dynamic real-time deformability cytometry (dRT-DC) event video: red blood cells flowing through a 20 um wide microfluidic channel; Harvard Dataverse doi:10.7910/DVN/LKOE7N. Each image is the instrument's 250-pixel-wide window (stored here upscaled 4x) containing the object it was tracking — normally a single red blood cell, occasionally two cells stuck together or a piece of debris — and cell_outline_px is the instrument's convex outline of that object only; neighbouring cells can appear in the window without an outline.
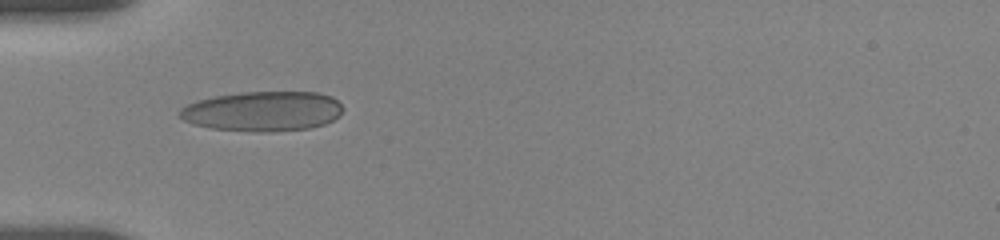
{"species": "human", "species_latin": "Homo sapiens", "temperature_condition": "room temperature", "stored_images_in_passage": 30, "camera_frame_rate_fps": 3000, "um_per_image_px": 0.085, "donor": {"sex": "female"}, "frame": {"image": 1, "passage_image": 1, "time_ms": 0.0, "image_size_px": [1000, 240], "cell_outline_px": [[344, 108], [340, 116], [324, 124], [308, 128], [272, 132], [252, 132], [212, 128], [192, 124], [184, 120], [180, 116], [180, 108], [188, 104], [200, 100], [216, 96], [240, 92], [316, 92], [332, 96]], "centroid_in_image_um": [22.36, 9.46], "position_along_channel_um": 62.6, "area_um2": 37.97}}
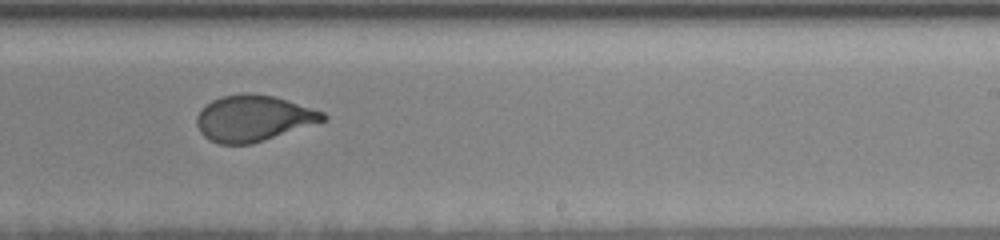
{"frame": {"image": 2, "passage_image": 13, "time_ms": 5.667, "image_size_px": [1000, 240], "cell_outline_px": [[328, 120], [252, 144], [220, 144], [208, 140], [200, 132], [196, 124], [196, 116], [200, 108], [212, 100], [224, 96], [248, 92], [272, 96], [324, 112], [328, 116]], "centroid_in_image_um": [21.51, 10.06], "position_along_channel_um": 267.5, "area_um2": 33.93}}
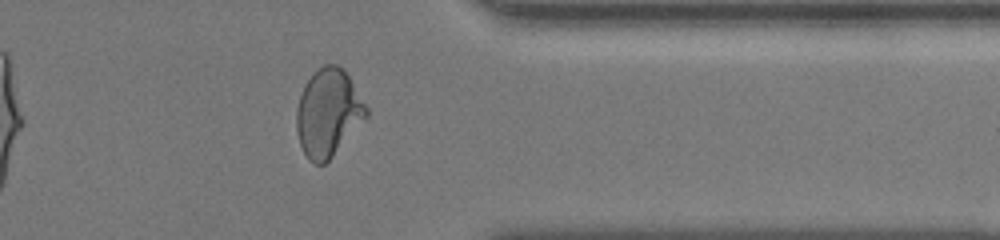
{"frame": {"image": 3, "passage_image": 23, "time_ms": 9.0, "image_size_px": [1000, 240], "cell_outline_px": [[368, 116], [332, 156], [324, 164], [312, 164], [308, 160], [300, 144], [296, 128], [296, 108], [304, 84], [312, 72], [324, 64], [336, 64], [344, 68], [368, 108]], "centroid_in_image_um": [27.88, 9.56], "position_along_channel_um": 383.5, "area_um2": 35.66}, "authors_computed_cell_mechanics": {"area_um2": 34.3332, "velocity_mm_per_s": 3.6705, "shape_relaxation_time_tau1_ms": 5.0513, "shape_relaxation_time_tau2_ms": null, "deformation_change_tau1": 0.1679, "deformation_change_tau2": null}}